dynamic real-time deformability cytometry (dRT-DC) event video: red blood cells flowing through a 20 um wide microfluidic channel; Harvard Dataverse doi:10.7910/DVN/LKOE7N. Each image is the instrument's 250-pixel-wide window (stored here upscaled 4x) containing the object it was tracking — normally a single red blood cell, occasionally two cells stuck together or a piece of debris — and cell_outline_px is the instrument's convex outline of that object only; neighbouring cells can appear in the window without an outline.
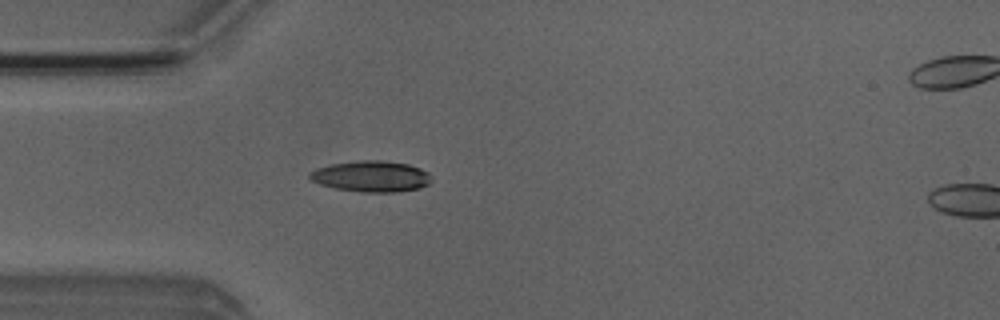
{"species": "Egyptian fruit bat (a non-hibernating species)", "species_latin": "Rousettus aegyptiacus", "temperature_condition": "room temperature", "stored_images_in_passage": 2, "camera_frame_rate_fps": 3000, "um_per_image_px": 0.085, "animal": {"sex": "male"}, "frame": {"image": 1, "passage_image": 1, "time_ms": 0.0, "image_size_px": [1000, 320], "cell_outline_px": [[432, 180], [428, 184], [420, 188], [396, 192], [360, 192], [336, 188], [320, 184], [312, 180], [308, 176], [308, 172], [316, 168], [332, 164], [356, 160], [380, 160], [408, 164], [420, 168], [428, 172], [432, 176]], "centroid_in_image_um": [31.56, 14.98], "position_along_channel_um": 53.4, "area_um2": 22.14}}